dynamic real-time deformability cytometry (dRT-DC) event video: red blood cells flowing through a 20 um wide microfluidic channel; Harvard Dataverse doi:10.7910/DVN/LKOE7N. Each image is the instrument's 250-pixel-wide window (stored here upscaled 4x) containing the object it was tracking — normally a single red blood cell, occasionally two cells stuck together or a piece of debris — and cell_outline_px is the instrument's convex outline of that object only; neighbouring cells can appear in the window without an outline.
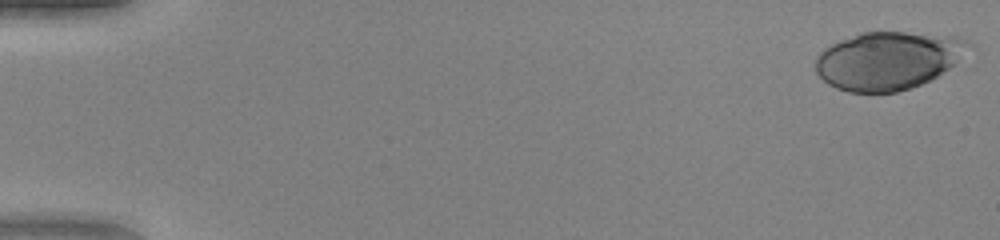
{"species": "human", "species_latin": "Homo sapiens", "temperature_condition": "warm", "stored_images_in_passage": 50, "camera_frame_rate_fps": 3000, "um_per_image_px": 0.085, "donor": {"sex": "female"}, "frame": {"image": 1, "passage_image": 1, "time_ms": 0.0, "image_size_px": [1000, 240], "cell_outline_px": [[972, 44], [956, 64], [936, 76], [912, 88], [896, 92], [848, 92], [836, 88], [828, 84], [816, 72], [816, 56], [824, 48], [840, 40], [860, 32], [904, 32], [960, 36], [968, 40]], "centroid_in_image_um": [75.49, 5.13], "position_along_channel_um": 9.5, "area_um2": 51.79}}
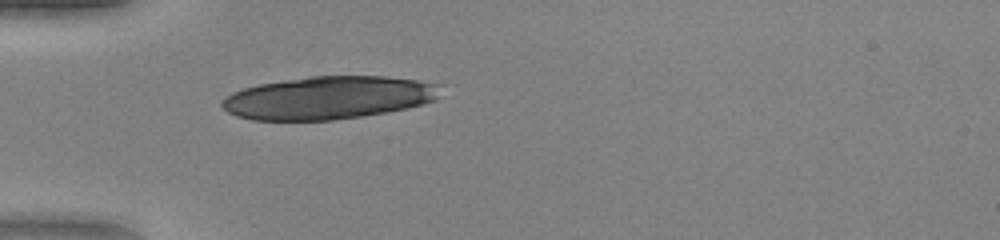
{"frame": {"image": 2, "passage_image": 16, "time_ms": 5.0, "image_size_px": [1000, 240], "cell_outline_px": [[440, 84], [436, 100], [424, 104], [408, 108], [360, 116], [332, 120], [252, 120], [236, 116], [228, 112], [220, 104], [220, 100], [224, 96], [232, 92], [244, 88], [260, 84], [312, 76], [388, 76], [420, 80]], "centroid_in_image_um": [27.91, 8.3], "position_along_channel_um": 57.1, "area_um2": 54.62}}
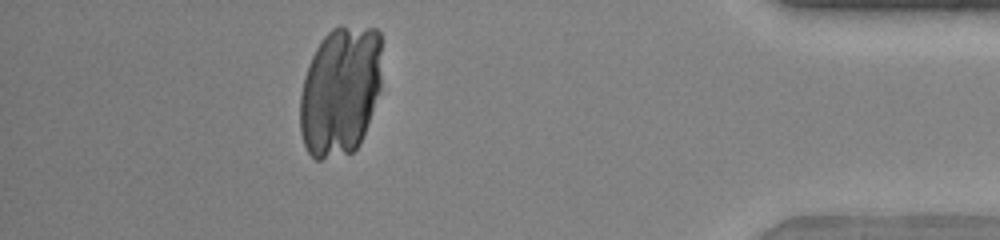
{"frame": {"image": 3, "passage_image": 45, "time_ms": 14.667, "image_size_px": [1000, 240], "cell_outline_px": [[380, 92], [360, 144], [352, 152], [320, 160], [316, 160], [308, 152], [304, 144], [300, 132], [300, 96], [304, 76], [308, 64], [320, 40], [332, 28], [340, 24], [376, 28], [380, 32]], "centroid_in_image_um": [28.91, 7.71], "position_along_channel_um": 406.3, "area_um2": 62.48}}